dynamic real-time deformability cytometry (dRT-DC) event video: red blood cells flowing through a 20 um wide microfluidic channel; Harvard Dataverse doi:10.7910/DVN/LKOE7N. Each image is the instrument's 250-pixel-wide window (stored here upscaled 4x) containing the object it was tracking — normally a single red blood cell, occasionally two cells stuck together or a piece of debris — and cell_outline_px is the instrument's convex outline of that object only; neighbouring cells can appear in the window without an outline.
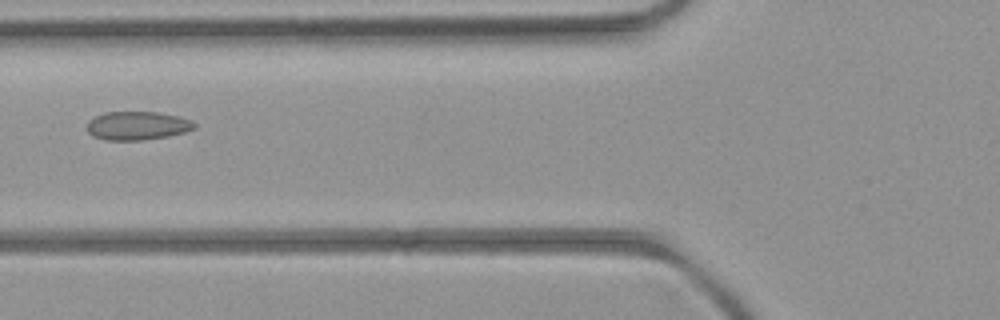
{"species": "common noctule bat (a hibernating species)", "species_latin": "Nyctalus noctula", "temperature_condition": "room temperature", "stored_images_in_passage": 6, "camera_frame_rate_fps": 3000, "um_per_image_px": 0.085, "animal": {"sex": "female", "body_mass_g": 21.9}, "frame": {"image": 1, "passage_image": 6, "time_ms": 6.667, "image_size_px": [1000, 320], "cell_outline_px": [[196, 128], [184, 132], [168, 136], [140, 140], [104, 140], [92, 136], [88, 132], [88, 120], [104, 112], [156, 112], [176, 116], [192, 120], [196, 124]], "centroid_in_image_um": [11.66, 10.68], "position_along_channel_um": 114.1, "area_um2": 17.8}}